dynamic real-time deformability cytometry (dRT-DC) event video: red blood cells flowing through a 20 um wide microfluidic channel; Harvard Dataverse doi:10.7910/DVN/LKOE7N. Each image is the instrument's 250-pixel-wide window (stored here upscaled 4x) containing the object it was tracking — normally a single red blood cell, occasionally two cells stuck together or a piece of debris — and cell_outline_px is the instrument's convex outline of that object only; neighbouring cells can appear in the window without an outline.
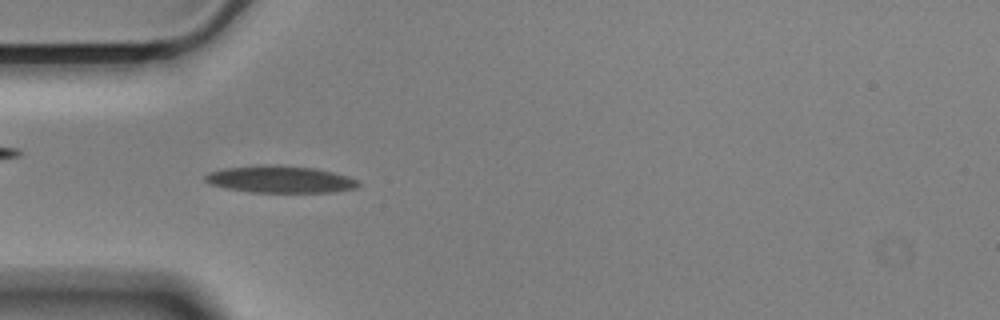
{"species": "Egyptian fruit bat (a non-hibernating species)", "species_latin": "Rousettus aegyptiacus", "temperature_condition": "cold", "stored_images_in_passage": 56, "camera_frame_rate_fps": 3000, "um_per_image_px": 0.085, "animal": {"sex": "male"}, "frame": {"image": 1, "passage_image": 16, "time_ms": 5.0, "image_size_px": [1000, 320], "cell_outline_px": [[360, 184], [356, 188], [332, 192], [252, 192], [224, 188], [208, 184], [204, 180], [204, 176], [208, 172], [224, 168], [260, 164], [280, 164], [316, 168], [348, 176], [356, 180]], "centroid_in_image_um": [23.76, 15.23], "position_along_channel_um": 61.2, "area_um2": 24.45}}
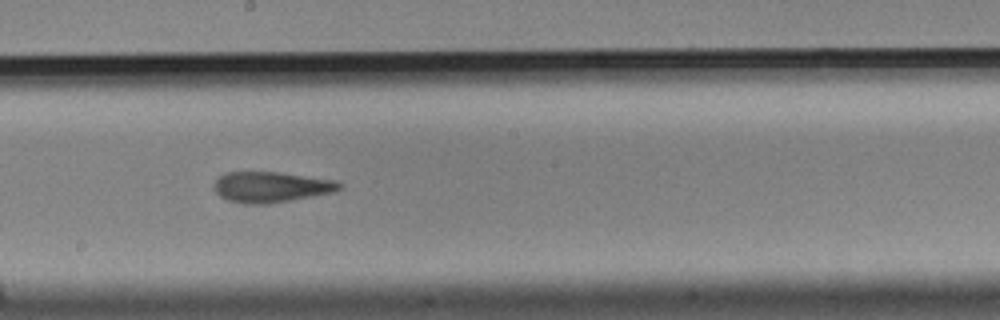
{"frame": {"image": 2, "passage_image": 30, "time_ms": 9.667, "image_size_px": [1000, 320], "cell_outline_px": [[344, 188], [332, 192], [312, 196], [268, 204], [244, 204], [228, 200], [220, 196], [212, 188], [212, 184], [224, 172], [280, 172], [336, 180], [344, 184]], "centroid_in_image_um": [23.04, 15.89], "position_along_channel_um": 225.2, "area_um2": 22.6}}
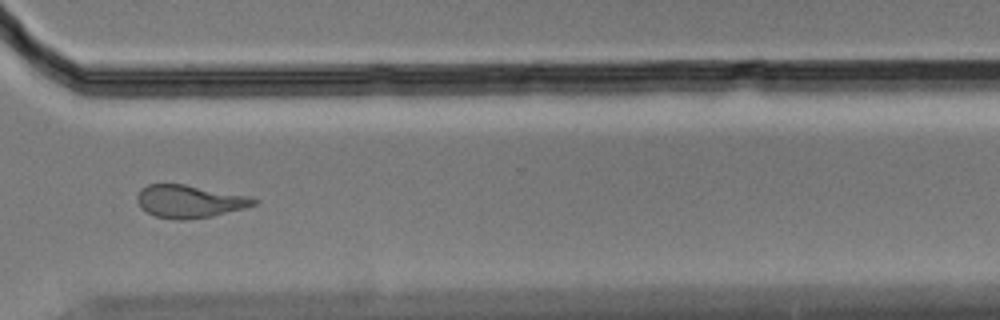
{"frame": {"image": 3, "passage_image": 41, "time_ms": 13.333, "image_size_px": [1000, 320], "cell_outline_px": [[260, 200], [256, 204], [244, 208], [212, 216], [188, 220], [176, 220], [156, 216], [144, 212], [140, 208], [136, 200], [136, 196], [140, 188], [148, 184], [184, 184], [248, 196]], "centroid_in_image_um": [16.05, 17.12], "position_along_channel_um": 354.5, "area_um2": 22.43}, "authors_computed_cell_mechanics": {"area_um2": 22.5709, "velocity_mm_per_s": 3.5368, "shape_relaxation_time_tau1_ms": 5.2202, "shape_relaxation_time_tau2_ms": 2.3365, "deformation_change_tau1": 0.1839, "deformation_change_tau2": 0.1195}}